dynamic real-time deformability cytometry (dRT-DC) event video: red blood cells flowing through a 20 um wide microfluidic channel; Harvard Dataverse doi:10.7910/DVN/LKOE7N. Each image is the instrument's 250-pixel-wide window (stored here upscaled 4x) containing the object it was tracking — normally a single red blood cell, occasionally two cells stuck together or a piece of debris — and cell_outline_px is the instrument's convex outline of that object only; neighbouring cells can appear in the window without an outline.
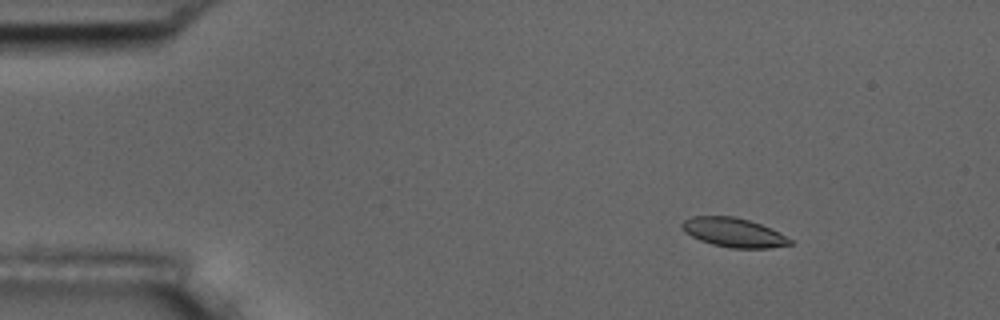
{"species": "common noctule bat (a hibernating species)", "species_latin": "Nyctalus noctula", "temperature_condition": "room temperature", "stored_images_in_passage": 9, "camera_frame_rate_fps": 3000, "um_per_image_px": 0.085, "animal": {"sex": "male", "body_mass_g": 17.5, "forearm_length_mm": 52.3}, "frame": {"image": 1, "passage_image": 1, "time_ms": 0.0, "image_size_px": [1000, 320], "cell_outline_px": [[792, 244], [772, 248], [732, 248], [712, 244], [700, 240], [684, 232], [680, 224], [684, 220], [692, 216], [732, 216], [748, 220], [760, 224], [780, 232], [792, 240]], "centroid_in_image_um": [62.36, 19.76], "position_along_channel_um": 22.6, "area_um2": 18.32}}
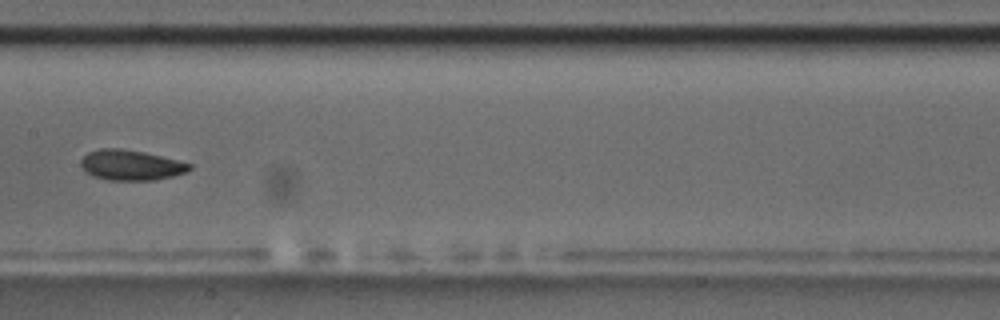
{"frame": {"image": 2, "passage_image": 7, "time_ms": 7.0, "image_size_px": [1000, 320], "cell_outline_px": [[192, 168], [188, 172], [156, 180], [108, 180], [92, 176], [80, 164], [80, 160], [88, 152], [100, 148], [120, 148], [144, 152], [192, 164]], "centroid_in_image_um": [11.13, 14.03], "position_along_channel_um": 196.3, "area_um2": 19.13}}
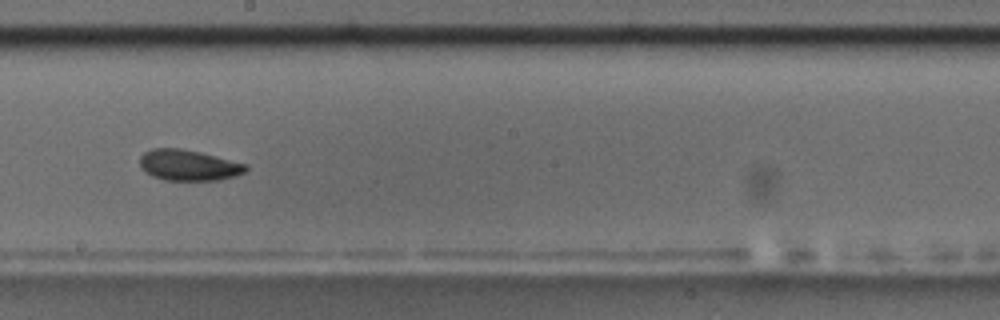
{"frame": {"image": 3, "passage_image": 8, "time_ms": 8.0, "image_size_px": [1000, 320], "cell_outline_px": [[248, 168], [244, 172], [236, 176], [220, 180], [164, 180], [152, 176], [144, 172], [140, 168], [140, 156], [144, 152], [152, 148], [180, 148], [200, 152], [248, 164]], "centroid_in_image_um": [16.01, 14.04], "position_along_channel_um": 232.2, "area_um2": 19.25}}